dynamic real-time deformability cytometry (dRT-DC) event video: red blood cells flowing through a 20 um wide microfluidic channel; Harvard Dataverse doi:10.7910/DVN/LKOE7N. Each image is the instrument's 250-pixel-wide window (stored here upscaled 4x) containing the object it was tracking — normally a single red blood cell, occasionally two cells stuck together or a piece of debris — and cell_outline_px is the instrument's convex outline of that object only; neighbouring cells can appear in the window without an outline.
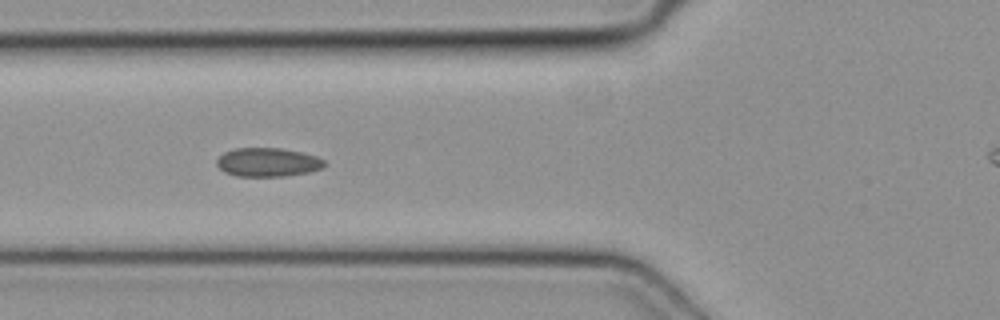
{"species": "common noctule bat (a hibernating species)", "species_latin": "Nyctalus noctula", "temperature_condition": "cold", "stored_images_in_passage": 5, "camera_frame_rate_fps": 3000, "um_per_image_px": 0.085, "animal": {"sex": "female", "body_mass_g": 19.3, "forearm_length_mm": 54.1}, "frame": {"image": 1, "passage_image": 5, "time_ms": 1.333, "image_size_px": [1000, 320], "cell_outline_px": [[328, 164], [324, 168], [308, 172], [284, 176], [236, 176], [224, 172], [216, 164], [216, 160], [224, 152], [236, 148], [280, 148], [300, 152], [316, 156], [324, 160]], "centroid_in_image_um": [22.77, 13.79], "position_along_channel_um": 103.0, "area_um2": 18.09}}